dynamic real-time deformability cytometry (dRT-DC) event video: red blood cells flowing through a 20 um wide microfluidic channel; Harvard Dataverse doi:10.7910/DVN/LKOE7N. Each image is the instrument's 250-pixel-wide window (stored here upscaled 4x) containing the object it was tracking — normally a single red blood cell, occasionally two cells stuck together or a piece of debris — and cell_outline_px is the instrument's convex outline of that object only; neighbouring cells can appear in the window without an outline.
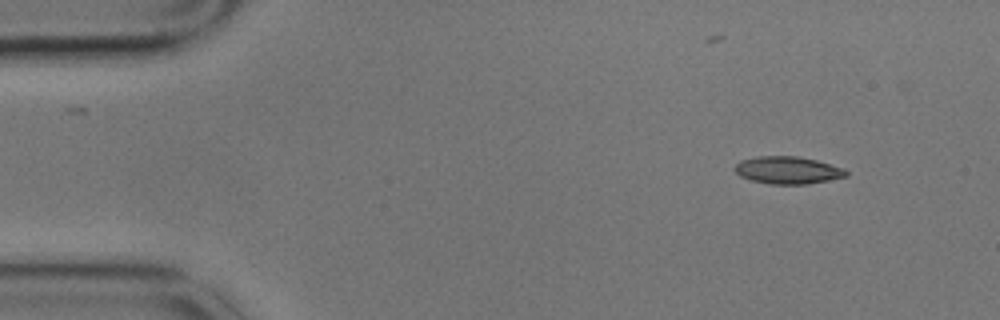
{"species": "common noctule bat (a hibernating species)", "species_latin": "Nyctalus noctula", "temperature_condition": "cold", "stored_images_in_passage": 57, "camera_frame_rate_fps": 3000, "um_per_image_px": 0.085, "animal": {"sex": "male", "body_mass_g": 17.9}, "frame": {"image": 1, "passage_image": 5, "time_ms": 1.333, "image_size_px": [1000, 320], "cell_outline_px": [[848, 176], [808, 184], [768, 184], [752, 180], [740, 176], [736, 172], [736, 164], [740, 160], [756, 156], [796, 156], [816, 160], [844, 168], [848, 172]], "centroid_in_image_um": [66.97, 14.46], "position_along_channel_um": 18.0, "area_um2": 17.74}}
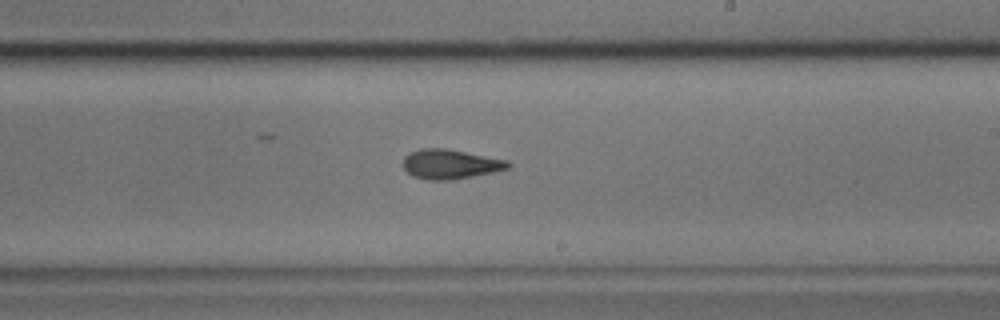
{"frame": {"image": 2, "passage_image": 33, "time_ms": 10.667, "image_size_px": [1000, 320], "cell_outline_px": [[512, 164], [508, 168], [492, 172], [452, 180], [428, 180], [412, 176], [404, 168], [404, 156], [420, 148], [444, 148], [508, 160]], "centroid_in_image_um": [38.27, 13.95], "position_along_channel_um": 250.7, "area_um2": 17.92}}
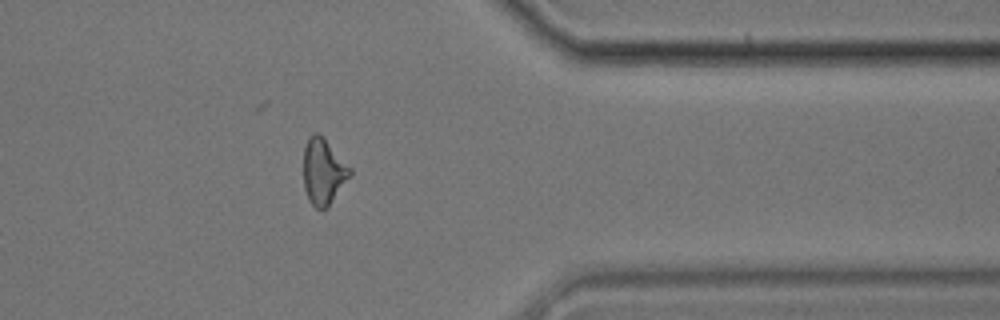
{"frame": {"image": 3, "passage_image": 46, "time_ms": 15.0, "image_size_px": [1000, 320], "cell_outline_px": [[352, 176], [328, 208], [316, 208], [308, 200], [304, 188], [304, 148], [308, 136], [312, 132], [316, 132], [324, 136], [352, 168]], "centroid_in_image_um": [27.52, 14.56], "position_along_channel_um": 383.9, "area_um2": 18.44}, "authors_computed_cell_mechanics": {"area_um2": 17.8602, "velocity_mm_per_s": 3.3938, "shape_relaxation_time_tau1_ms": 3.611, "shape_relaxation_time_tau2_ms": 4.5274, "deformation_change_tau1": 0.1384, "deformation_change_tau2": 0.1143}}